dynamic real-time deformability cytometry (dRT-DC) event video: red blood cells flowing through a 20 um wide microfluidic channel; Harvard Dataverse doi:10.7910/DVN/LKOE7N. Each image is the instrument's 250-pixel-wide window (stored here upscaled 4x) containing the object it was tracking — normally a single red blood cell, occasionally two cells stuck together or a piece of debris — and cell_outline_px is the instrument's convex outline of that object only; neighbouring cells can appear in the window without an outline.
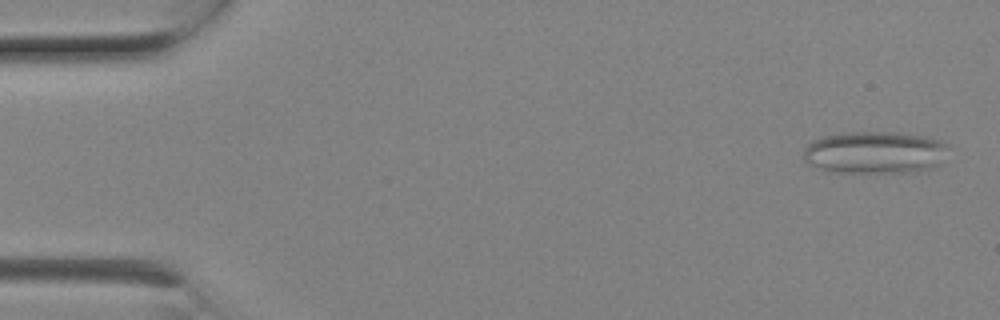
{"species": "Egyptian fruit bat (a non-hibernating species)", "species_latin": "Rousettus aegyptiacus", "temperature_condition": "room temperature", "stored_images_in_passage": 7, "camera_frame_rate_fps": 3000, "um_per_image_px": 0.085, "animal": {"sex": "female"}, "frame": {"image": 1, "passage_image": 1, "time_ms": 0.0, "image_size_px": [1000, 320], "cell_outline_px": [[948, 148], [940, 164], [932, 168], [916, 172], [828, 172], [816, 168], [804, 160], [804, 148], [812, 140], [824, 136], [848, 132], [896, 132], [928, 136], [940, 140], [948, 144]], "centroid_in_image_um": [74.38, 12.96], "position_along_channel_um": 10.6, "area_um2": 36.13}}
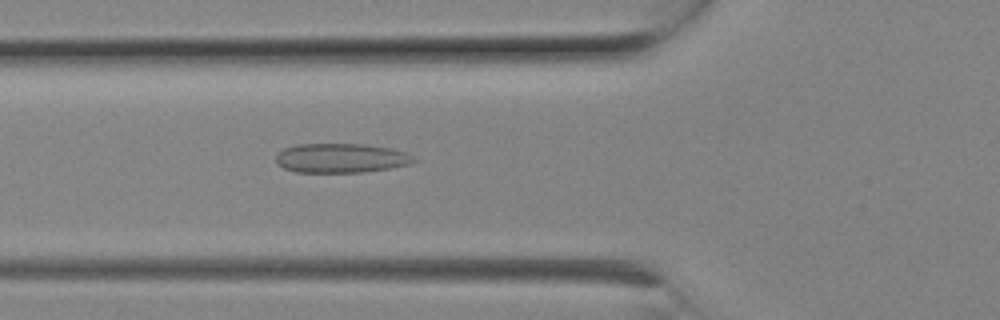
{"frame": {"image": 2, "passage_image": 7, "time_ms": 2.0, "image_size_px": [1000, 320], "cell_outline_px": [[416, 160], [408, 164], [388, 168], [364, 172], [296, 172], [284, 168], [276, 160], [276, 156], [284, 148], [296, 144], [364, 144], [392, 148], [404, 152], [412, 156]], "centroid_in_image_um": [28.97, 13.43], "position_along_channel_um": 96.8, "area_um2": 23.35}}